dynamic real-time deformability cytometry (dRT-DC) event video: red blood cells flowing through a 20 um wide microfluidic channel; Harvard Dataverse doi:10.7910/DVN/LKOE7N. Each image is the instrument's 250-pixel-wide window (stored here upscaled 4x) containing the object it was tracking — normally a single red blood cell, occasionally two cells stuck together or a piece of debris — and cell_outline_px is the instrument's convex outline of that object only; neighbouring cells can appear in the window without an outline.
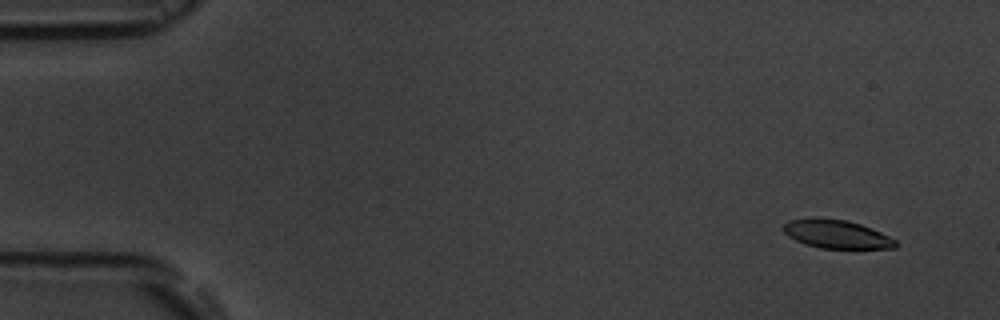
{"species": "common noctule bat (a hibernating species)", "species_latin": "Nyctalus noctula", "temperature_condition": "room temperature", "stored_images_in_passage": 57, "camera_frame_rate_fps": 3000, "um_per_image_px": 0.085, "animal": {"sex": "male", "body_mass_g": 19.5, "forearm_length_mm": 54.6}, "frame": {"image": 1, "passage_image": 4, "time_ms": 1.0, "image_size_px": [1000, 320], "cell_outline_px": [[896, 248], [820, 248], [804, 244], [788, 236], [784, 232], [784, 224], [788, 220], [848, 220], [860, 224], [880, 232], [896, 240]], "centroid_in_image_um": [71.14, 19.94], "position_along_channel_um": 13.9, "area_um2": 17.86}}
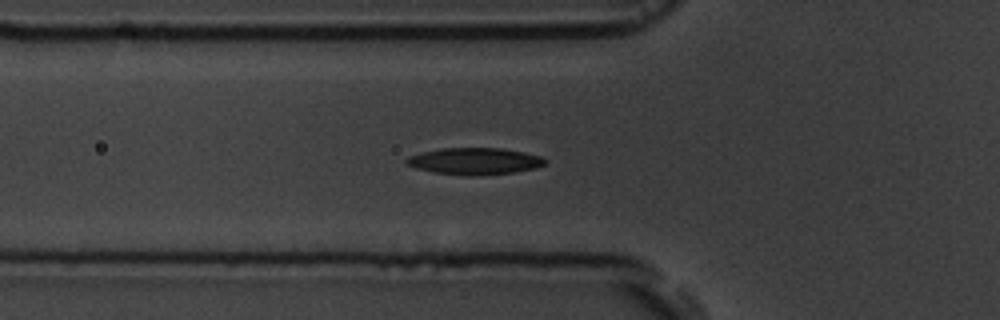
{"frame": {"image": 2, "passage_image": 20, "time_ms": 6.333, "image_size_px": [1000, 320], "cell_outline_px": [[548, 160], [544, 164], [536, 168], [512, 172], [468, 176], [464, 176], [432, 172], [416, 168], [408, 164], [404, 160], [408, 156], [440, 148], [504, 148], [544, 156]], "centroid_in_image_um": [40.37, 13.69], "position_along_channel_um": 85.4, "area_um2": 21.68}}
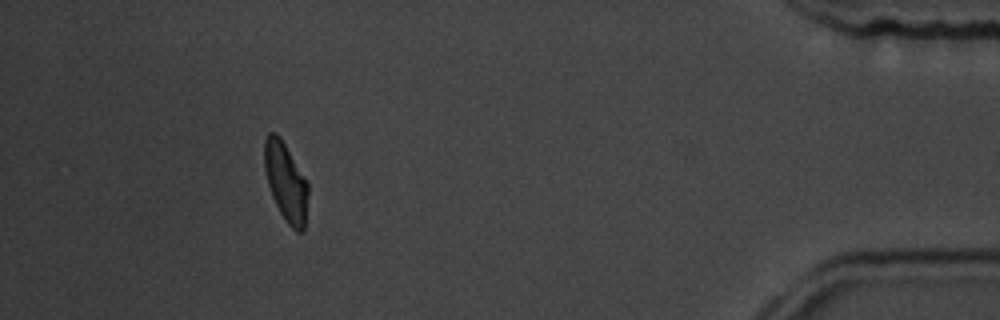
{"frame": {"image": 3, "passage_image": 52, "time_ms": 17.0, "image_size_px": [1000, 320], "cell_outline_px": [[308, 196], [304, 232], [296, 232], [284, 220], [272, 196], [268, 184], [264, 168], [264, 140], [268, 132], [276, 132], [280, 136], [308, 184]], "centroid_in_image_um": [24.28, 15.48], "position_along_channel_um": 410.9, "area_um2": 20.0}, "authors_computed_cell_mechanics": {"area_um2": 20.808, "velocity_mm_per_s": 3.6017, "shape_relaxation_time_tau1_ms": 3.6294, "shape_relaxation_time_tau2_ms": 8.0054, "deformation_change_tau1": 0.1525, "deformation_change_tau2": 0.1455}}